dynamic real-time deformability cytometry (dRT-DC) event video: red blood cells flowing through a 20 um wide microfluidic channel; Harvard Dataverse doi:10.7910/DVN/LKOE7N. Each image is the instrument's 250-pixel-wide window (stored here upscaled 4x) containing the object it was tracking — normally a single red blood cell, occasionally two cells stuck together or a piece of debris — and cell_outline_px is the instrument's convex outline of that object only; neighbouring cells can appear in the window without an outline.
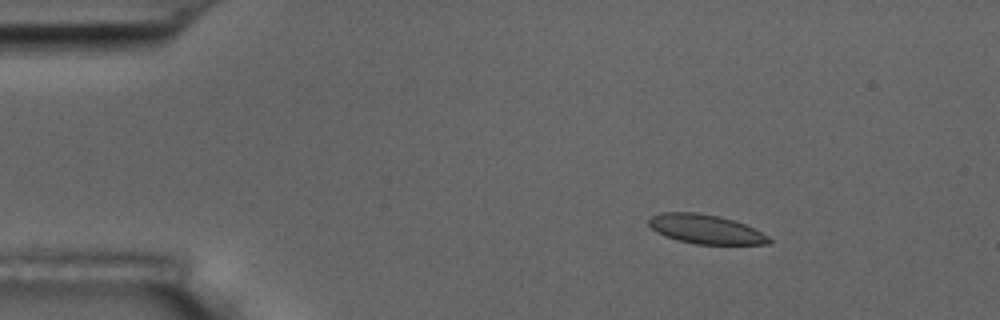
{"species": "common noctule bat (a hibernating species)", "species_latin": "Nyctalus noctula", "temperature_condition": "room temperature", "stored_images_in_passage": 5, "camera_frame_rate_fps": 3000, "um_per_image_px": 0.085, "animal": {"sex": "male", "body_mass_g": 17.5, "forearm_length_mm": 52.3}, "frame": {"image": 1, "passage_image": 3, "time_ms": 2.333, "image_size_px": [1000, 320], "cell_outline_px": [[772, 240], [768, 244], [696, 244], [664, 236], [656, 232], [648, 224], [648, 220], [652, 216], [660, 212], [696, 212], [720, 216], [744, 224], [768, 236]], "centroid_in_image_um": [59.94, 19.47], "position_along_channel_um": 25.1, "area_um2": 20.29}}